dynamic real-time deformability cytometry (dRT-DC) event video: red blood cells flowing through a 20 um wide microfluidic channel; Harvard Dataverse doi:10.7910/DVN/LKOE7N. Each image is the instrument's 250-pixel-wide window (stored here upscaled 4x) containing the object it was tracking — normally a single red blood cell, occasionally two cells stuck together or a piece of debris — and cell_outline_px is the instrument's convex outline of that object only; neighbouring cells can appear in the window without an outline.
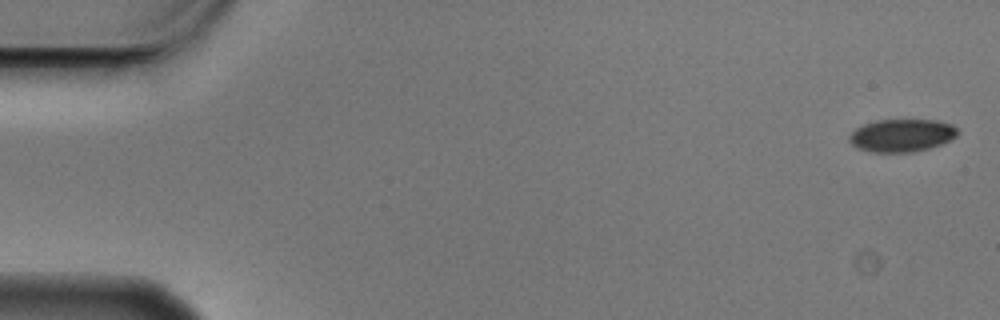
{"species": "Egyptian fruit bat (a non-hibernating species)", "species_latin": "Rousettus aegyptiacus", "temperature_condition": "cold", "stored_images_in_passage": 5, "camera_frame_rate_fps": 3000, "um_per_image_px": 0.085, "animal": {"sex": "male"}, "frame": {"image": 1, "passage_image": 1, "time_ms": 0.0, "image_size_px": [1000, 320], "cell_outline_px": [[960, 132], [956, 136], [940, 144], [928, 148], [912, 152], [872, 152], [856, 148], [848, 140], [848, 136], [856, 128], [864, 124], [880, 120], [936, 120], [952, 124]], "centroid_in_image_um": [76.63, 11.51], "position_along_channel_um": 8.4, "area_um2": 20.58}}
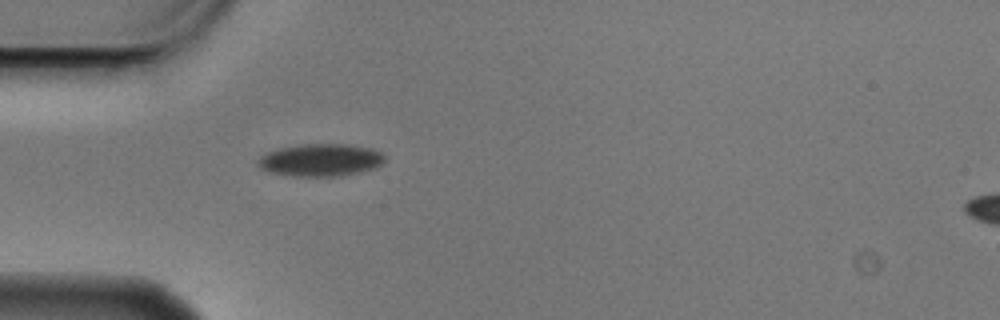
{"frame": {"image": 2, "passage_image": 5, "time_ms": 1.333, "image_size_px": [1000, 320], "cell_outline_px": [[384, 160], [376, 168], [360, 172], [340, 176], [292, 176], [268, 172], [260, 168], [256, 164], [256, 160], [260, 156], [276, 148], [300, 144], [348, 144], [372, 148], [380, 152], [384, 156]], "centroid_in_image_um": [27.21, 13.6], "position_along_channel_um": 57.8, "area_um2": 24.28}}